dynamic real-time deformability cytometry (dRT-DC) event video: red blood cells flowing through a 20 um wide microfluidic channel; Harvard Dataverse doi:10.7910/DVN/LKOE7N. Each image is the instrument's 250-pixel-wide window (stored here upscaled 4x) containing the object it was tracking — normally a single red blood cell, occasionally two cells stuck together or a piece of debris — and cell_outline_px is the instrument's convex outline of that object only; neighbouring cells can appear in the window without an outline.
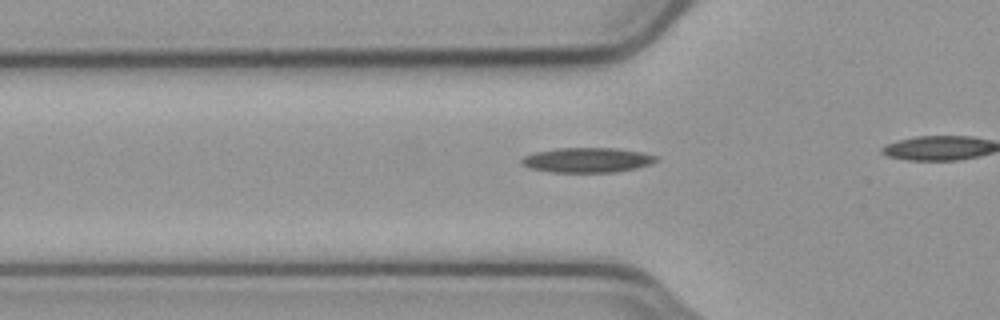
{"species": "common noctule bat (a hibernating species)", "species_latin": "Nyctalus noctula", "temperature_condition": "cold", "stored_images_in_passage": 23, "camera_frame_rate_fps": 3000, "um_per_image_px": 0.085, "animal": {"sex": "male", "body_mass_g": 23.1, "forearm_length_mm": 52.7}, "frame": {"image": 1, "passage_image": 8, "time_ms": 2.333, "image_size_px": [1000, 320], "cell_outline_px": [[660, 160], [652, 164], [636, 168], [616, 172], [552, 172], [532, 168], [520, 164], [520, 160], [524, 156], [536, 152], [556, 148], [612, 148], [640, 152], [656, 156]], "centroid_in_image_um": [49.93, 13.61], "position_along_channel_um": 75.9, "area_um2": 19.42}}
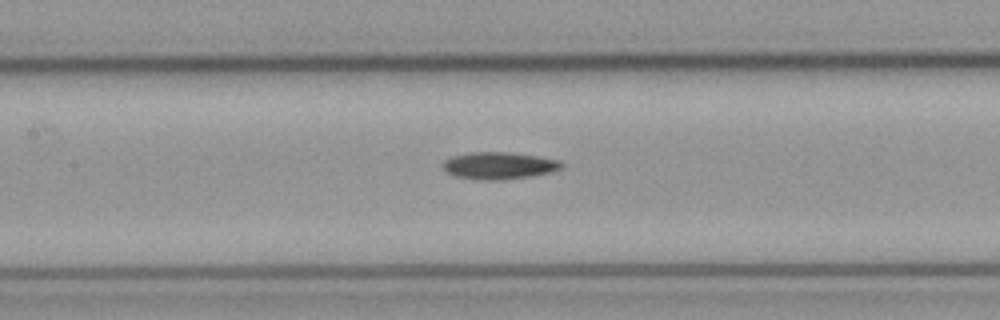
{"frame": {"image": 2, "passage_image": 15, "time_ms": 4.667, "image_size_px": [1000, 320], "cell_outline_px": [[564, 164], [560, 168], [548, 172], [528, 176], [500, 180], [480, 180], [456, 176], [448, 172], [444, 168], [444, 160], [452, 156], [472, 152], [504, 152], [536, 156], [560, 160]], "centroid_in_image_um": [42.4, 14.07], "position_along_channel_um": 165.0, "area_um2": 18.32}}
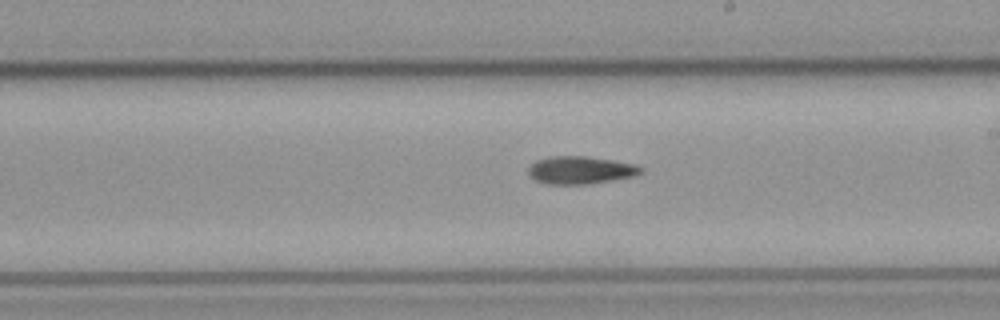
{"frame": {"image": 3, "passage_image": 21, "time_ms": 6.667, "image_size_px": [1000, 320], "cell_outline_px": [[640, 172], [632, 176], [588, 184], [548, 184], [536, 180], [528, 172], [528, 168], [536, 160], [552, 156], [584, 156], [612, 160], [632, 164], [640, 168]], "centroid_in_image_um": [49.26, 14.45], "position_along_channel_um": 239.7, "area_um2": 17.63}}